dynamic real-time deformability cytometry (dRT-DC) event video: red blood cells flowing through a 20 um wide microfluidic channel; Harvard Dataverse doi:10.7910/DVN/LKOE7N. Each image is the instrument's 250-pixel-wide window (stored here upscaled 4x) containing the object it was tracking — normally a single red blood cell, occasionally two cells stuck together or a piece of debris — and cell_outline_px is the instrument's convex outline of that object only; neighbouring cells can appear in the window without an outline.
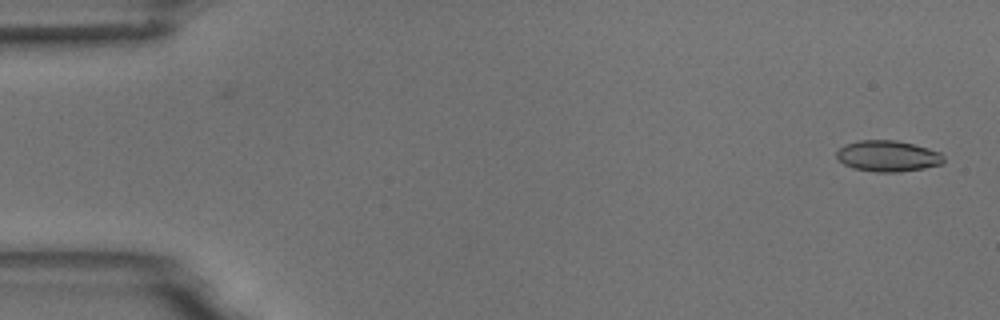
{"species": "common noctule bat (a hibernating species)", "species_latin": "Nyctalus noctula", "temperature_condition": "room temperature", "stored_images_in_passage": 2, "camera_frame_rate_fps": 3000, "um_per_image_px": 0.085, "animal": {"sex": "male", "body_mass_g": 18.8}, "frame": {"image": 1, "passage_image": 2, "time_ms": 1.0, "image_size_px": [1000, 320], "cell_outline_px": [[944, 160], [940, 164], [924, 168], [900, 172], [876, 172], [852, 168], [844, 164], [836, 156], [836, 152], [844, 144], [860, 140], [896, 140], [928, 148], [940, 152], [944, 156]], "centroid_in_image_um": [75.45, 13.26], "position_along_channel_um": 9.6, "area_um2": 19.36}}